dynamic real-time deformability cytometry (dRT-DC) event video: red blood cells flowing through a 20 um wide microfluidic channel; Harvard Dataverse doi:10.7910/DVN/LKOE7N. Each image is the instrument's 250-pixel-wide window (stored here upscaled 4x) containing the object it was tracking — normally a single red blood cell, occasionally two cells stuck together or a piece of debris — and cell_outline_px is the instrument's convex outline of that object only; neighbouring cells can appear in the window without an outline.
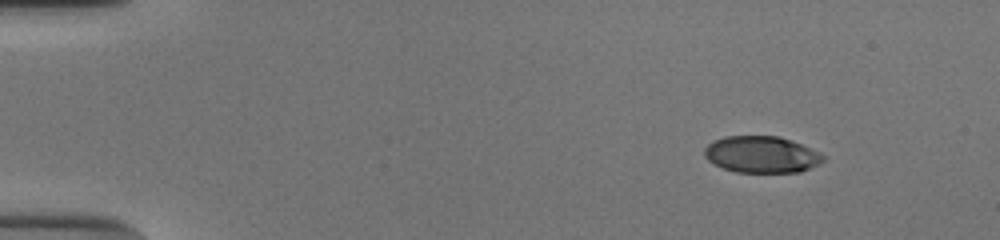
{"species": "human", "species_latin": "Homo sapiens", "temperature_condition": "cold", "stored_images_in_passage": 48, "camera_frame_rate_fps": 3000, "um_per_image_px": 0.085, "donor": {"sex": "male"}, "frame": {"image": 1, "passage_image": 1, "time_ms": 0.0, "image_size_px": [1000, 240], "cell_outline_px": [[824, 160], [820, 164], [800, 172], [736, 172], [712, 164], [704, 156], [704, 148], [712, 140], [724, 136], [780, 136], [800, 144], [824, 156]], "centroid_in_image_um": [64.68, 13.13], "position_along_channel_um": 20.3, "area_um2": 25.32}}
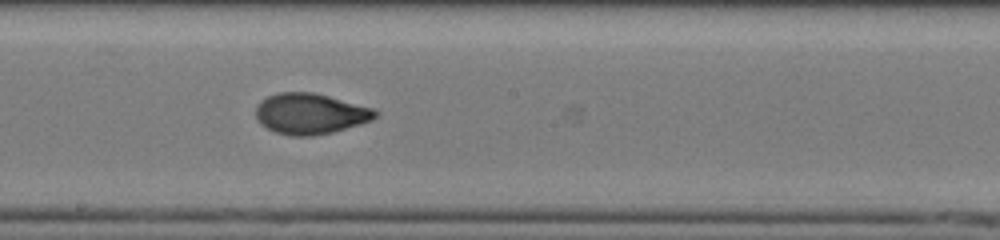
{"frame": {"image": 2, "passage_image": 25, "time_ms": 8.0, "image_size_px": [1000, 240], "cell_outline_px": [[380, 112], [372, 120], [360, 124], [332, 132], [312, 136], [292, 136], [276, 132], [260, 124], [256, 120], [256, 104], [260, 100], [276, 92], [312, 92], [376, 108]], "centroid_in_image_um": [26.37, 9.66], "position_along_channel_um": 221.8, "area_um2": 28.61}}
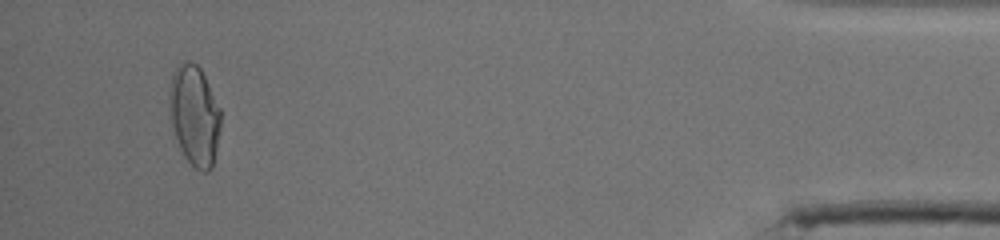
{"frame": {"image": 3, "passage_image": 45, "time_ms": 14.667, "image_size_px": [1000, 240], "cell_outline_px": [[220, 128], [212, 168], [208, 172], [200, 172], [184, 156], [180, 148], [168, 116], [168, 100], [172, 72], [184, 60], [188, 60], [196, 64], [200, 68], [220, 108]], "centroid_in_image_um": [16.5, 9.8], "position_along_channel_um": 418.7, "area_um2": 30.06}, "authors_computed_cell_mechanics": {"area_um2": 27.9174, "velocity_mm_per_s": 3.9203, "shape_relaxation_time_tau1_ms": 6.6297, "shape_relaxation_time_tau2_ms": 1.103, "deformation_change_tau1": 0.2094, "deformation_change_tau2": 0.0626}}